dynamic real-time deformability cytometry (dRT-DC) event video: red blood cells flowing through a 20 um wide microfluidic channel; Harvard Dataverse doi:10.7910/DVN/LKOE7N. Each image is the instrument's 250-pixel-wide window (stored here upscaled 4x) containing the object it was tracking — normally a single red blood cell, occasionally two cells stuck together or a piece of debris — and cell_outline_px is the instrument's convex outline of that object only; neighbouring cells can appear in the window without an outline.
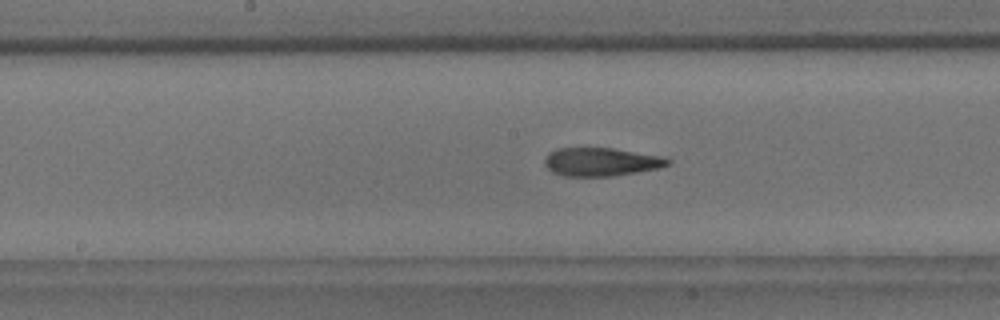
{"species": "common noctule bat (a hibernating species)", "species_latin": "Nyctalus noctula", "temperature_condition": "room temperature", "stored_images_in_passage": 45, "camera_frame_rate_fps": 3000, "um_per_image_px": 0.085, "animal": {"sex": "male", "body_mass_g": 18.8}, "frame": {"image": 1, "passage_image": 28, "time_ms": 9.0, "image_size_px": [1000, 320], "cell_outline_px": [[672, 160], [668, 164], [660, 168], [612, 176], [564, 176], [552, 172], [544, 164], [544, 160], [548, 152], [556, 148], [612, 148], [660, 156]], "centroid_in_image_um": [51.05, 13.76], "position_along_channel_um": 197.1, "area_um2": 20.29}}
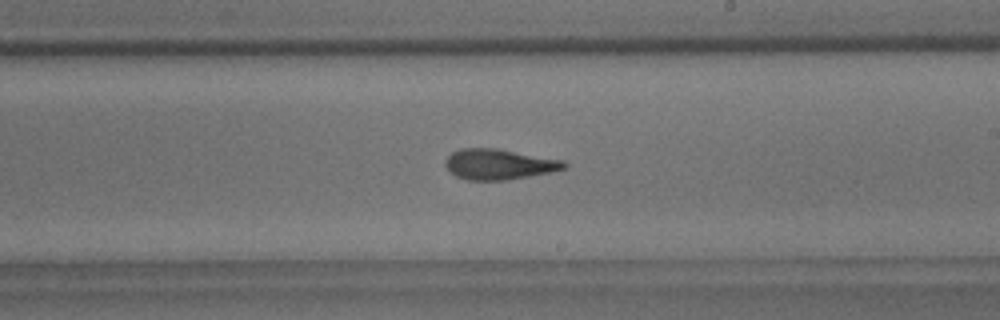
{"frame": {"image": 2, "passage_image": 32, "time_ms": 10.333, "image_size_px": [1000, 320], "cell_outline_px": [[568, 164], [564, 168], [548, 172], [508, 180], [468, 180], [456, 176], [444, 164], [444, 160], [452, 152], [460, 148], [496, 148], [564, 160]], "centroid_in_image_um": [42.39, 13.95], "position_along_channel_um": 246.6, "area_um2": 20.98}}
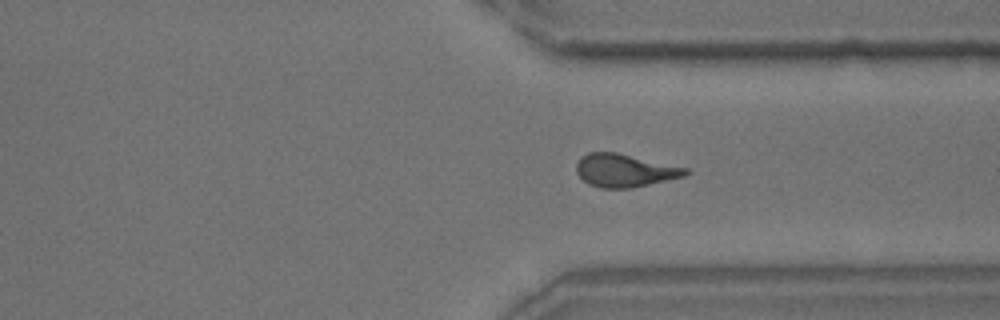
{"frame": {"image": 3, "passage_image": 41, "time_ms": 13.333, "image_size_px": [1000, 320], "cell_outline_px": [[692, 172], [684, 176], [632, 188], [600, 188], [588, 184], [576, 172], [576, 164], [580, 156], [588, 152], [616, 152], [688, 168]], "centroid_in_image_um": [53.09, 14.48], "position_along_channel_um": 358.3, "area_um2": 21.04}}